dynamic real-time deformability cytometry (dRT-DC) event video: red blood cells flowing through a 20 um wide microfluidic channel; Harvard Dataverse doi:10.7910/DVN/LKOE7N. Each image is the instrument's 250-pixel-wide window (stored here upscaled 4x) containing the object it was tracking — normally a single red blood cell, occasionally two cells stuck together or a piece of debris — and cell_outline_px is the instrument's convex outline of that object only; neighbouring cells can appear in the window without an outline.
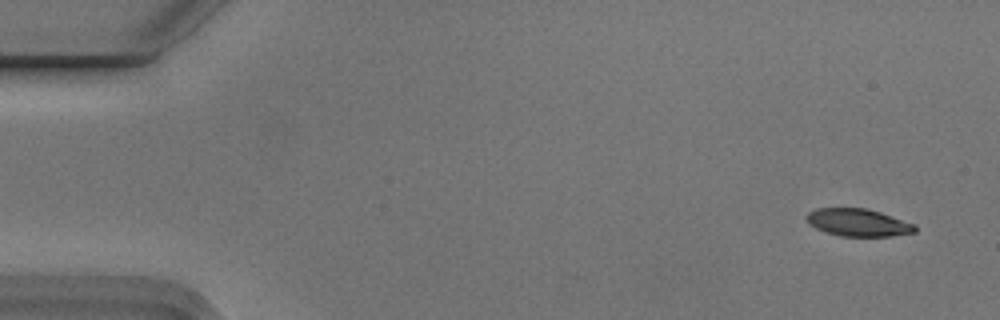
{"species": "Egyptian fruit bat (a non-hibernating species)", "species_latin": "Rousettus aegyptiacus", "temperature_condition": "cold", "stored_images_in_passage": 6, "camera_frame_rate_fps": 3000, "um_per_image_px": 0.085, "animal": {"sex": "male"}, "frame": {"image": 1, "passage_image": 1, "time_ms": 0.0, "image_size_px": [1000, 320], "cell_outline_px": [[916, 232], [892, 236], [840, 236], [816, 228], [808, 224], [804, 216], [808, 212], [816, 208], [864, 208], [880, 212], [916, 224]], "centroid_in_image_um": [72.93, 18.91], "position_along_channel_um": 12.1, "area_um2": 17.46}}
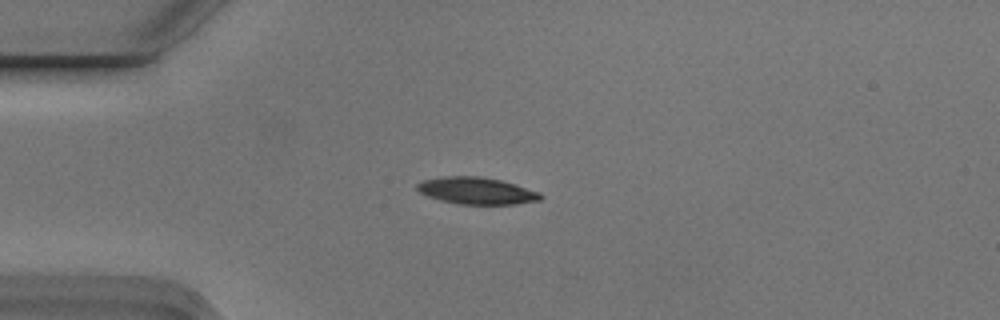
{"frame": {"image": 2, "passage_image": 4, "time_ms": 1.0, "image_size_px": [1000, 320], "cell_outline_px": [[544, 196], [540, 200], [516, 204], [456, 204], [440, 200], [428, 196], [420, 192], [416, 188], [416, 184], [424, 180], [444, 176], [480, 176], [500, 180], [540, 192]], "centroid_in_image_um": [40.51, 16.22], "position_along_channel_um": 44.5, "area_um2": 19.31}}